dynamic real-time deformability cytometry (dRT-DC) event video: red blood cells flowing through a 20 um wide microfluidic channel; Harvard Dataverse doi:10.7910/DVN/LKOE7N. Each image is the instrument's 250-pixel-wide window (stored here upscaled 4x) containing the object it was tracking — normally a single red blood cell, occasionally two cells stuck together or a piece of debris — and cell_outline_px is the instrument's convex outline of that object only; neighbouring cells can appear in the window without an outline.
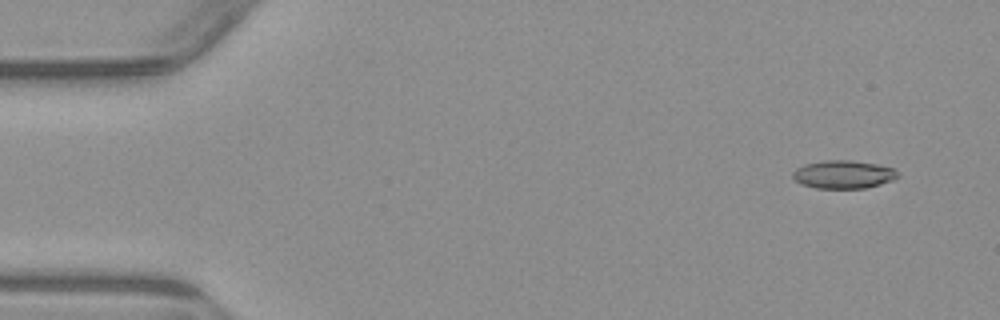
{"species": "common noctule bat (a hibernating species)", "species_latin": "Nyctalus noctula", "temperature_condition": "warm", "stored_images_in_passage": 4, "segment_of_instrument_passage": [2, 2], "camera_frame_rate_fps": 3000, "um_per_image_px": 0.085, "animal": {"sex": "male", "body_mass_g": 23.1, "forearm_length_mm": 52.7}, "frame": {"image": 1, "passage_image": 4, "time_ms": 4.667, "image_size_px": [1000, 320], "cell_outline_px": [[900, 176], [892, 180], [880, 184], [864, 188], [816, 188], [800, 184], [792, 176], [792, 172], [796, 168], [804, 164], [824, 160], [852, 160], [876, 164], [892, 168]], "centroid_in_image_um": [71.65, 14.82], "position_along_channel_um": 13.3, "area_um2": 17.17}}